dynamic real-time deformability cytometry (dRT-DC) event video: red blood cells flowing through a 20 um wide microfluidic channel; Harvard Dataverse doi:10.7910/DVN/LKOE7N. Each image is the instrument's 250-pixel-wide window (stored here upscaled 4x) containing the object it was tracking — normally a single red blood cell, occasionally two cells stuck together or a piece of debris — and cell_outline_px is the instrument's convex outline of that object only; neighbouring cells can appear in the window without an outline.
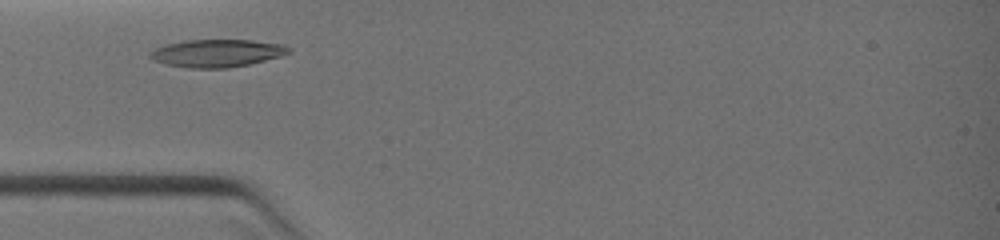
{"species": "common noctule bat (a hibernating species)", "species_latin": "Nyctalus noctula", "temperature_condition": "warm", "stored_images_in_passage": 11, "camera_frame_rate_fps": 3000, "um_per_image_px": 0.085, "animal": {"sex": "female", "body_mass_g": 19.0, "forearm_length_mm": 51.5}, "frame": {"image": 1, "passage_image": 2, "time_ms": 0.333, "image_size_px": [1000, 240], "cell_outline_px": [[292, 52], [280, 56], [248, 64], [228, 68], [188, 68], [168, 64], [152, 60], [148, 56], [156, 48], [168, 44], [184, 40], [252, 40], [284, 44], [292, 48]], "centroid_in_image_um": [18.48, 4.51], "position_along_channel_um": 66.5, "area_um2": 22.25}}
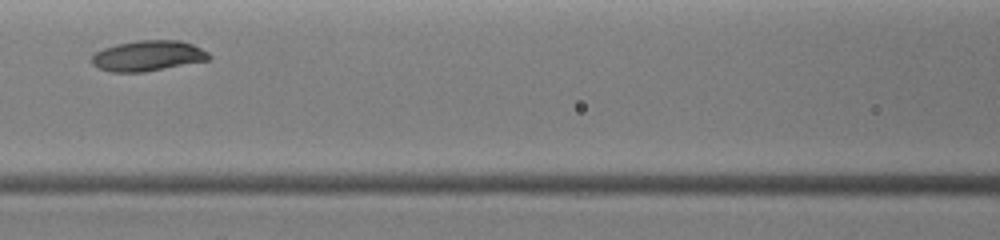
{"frame": {"image": 2, "passage_image": 7, "time_ms": 2.0, "image_size_px": [1000, 240], "cell_outline_px": [[212, 56], [208, 60], [144, 72], [112, 72], [100, 68], [92, 64], [92, 56], [96, 52], [104, 48], [116, 44], [136, 40], [180, 40], [192, 44], [208, 52]], "centroid_in_image_um": [12.58, 4.74], "position_along_channel_um": 154.0, "area_um2": 20.75}}
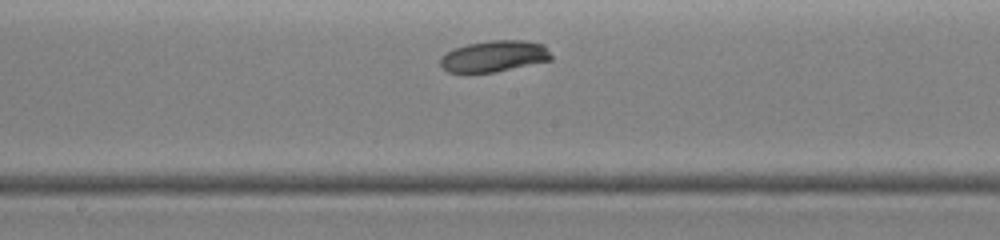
{"frame": {"image": 3, "passage_image": 10, "time_ms": 3.0, "image_size_px": [1000, 240], "cell_outline_px": [[552, 60], [496, 72], [468, 76], [448, 72], [440, 64], [440, 56], [444, 52], [468, 44], [488, 40], [524, 40], [544, 44], [552, 56]], "centroid_in_image_um": [41.95, 4.82], "position_along_channel_um": 206.3, "area_um2": 20.98}}